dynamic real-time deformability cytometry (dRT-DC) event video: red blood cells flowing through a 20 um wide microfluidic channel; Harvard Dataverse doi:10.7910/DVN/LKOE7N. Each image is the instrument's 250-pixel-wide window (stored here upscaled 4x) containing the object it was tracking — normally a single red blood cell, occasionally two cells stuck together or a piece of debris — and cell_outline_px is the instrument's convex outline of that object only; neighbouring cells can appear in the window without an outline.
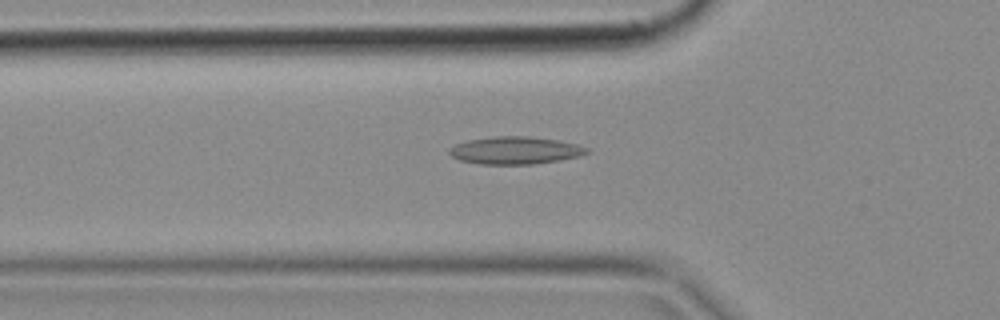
{"species": "common noctule bat (a hibernating species)", "species_latin": "Nyctalus noctula", "temperature_condition": "cold", "stored_images_in_passage": 43, "camera_frame_rate_fps": 3000, "um_per_image_px": 0.085, "animal": {"sex": "female", "body_mass_g": 18.4}, "frame": {"image": 1, "passage_image": 10, "time_ms": 3.0, "image_size_px": [1000, 320], "cell_outline_px": [[592, 152], [580, 156], [560, 160], [532, 164], [480, 164], [460, 160], [452, 156], [448, 152], [448, 148], [456, 144], [468, 140], [496, 136], [528, 136], [560, 140], [580, 144], [588, 148]], "centroid_in_image_um": [43.85, 12.78], "position_along_channel_um": 82.0, "area_um2": 22.25}}
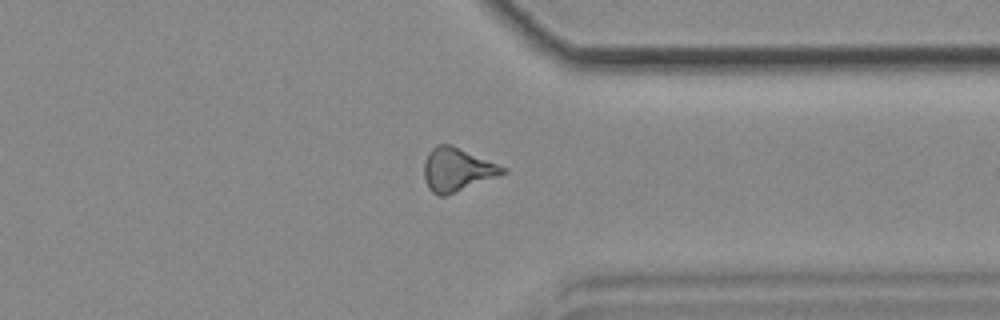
{"frame": {"image": 2, "passage_image": 32, "time_ms": 10.333, "image_size_px": [1000, 320], "cell_outline_px": [[508, 172], [444, 196], [436, 196], [428, 188], [424, 176], [424, 160], [428, 152], [436, 144], [452, 144], [508, 168]], "centroid_in_image_um": [38.84, 14.39], "position_along_channel_um": 372.6, "area_um2": 19.94}}
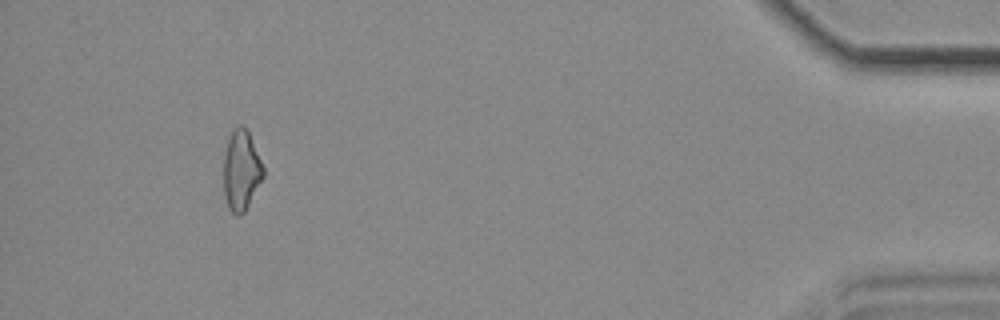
{"frame": {"image": 3, "passage_image": 40, "time_ms": 13.0, "image_size_px": [1000, 320], "cell_outline_px": [[264, 176], [244, 212], [240, 216], [236, 216], [228, 208], [224, 196], [224, 156], [228, 140], [232, 132], [240, 124], [244, 124], [248, 132], [264, 168]], "centroid_in_image_um": [20.5, 14.51], "position_along_channel_um": 414.7, "area_um2": 18.32}}